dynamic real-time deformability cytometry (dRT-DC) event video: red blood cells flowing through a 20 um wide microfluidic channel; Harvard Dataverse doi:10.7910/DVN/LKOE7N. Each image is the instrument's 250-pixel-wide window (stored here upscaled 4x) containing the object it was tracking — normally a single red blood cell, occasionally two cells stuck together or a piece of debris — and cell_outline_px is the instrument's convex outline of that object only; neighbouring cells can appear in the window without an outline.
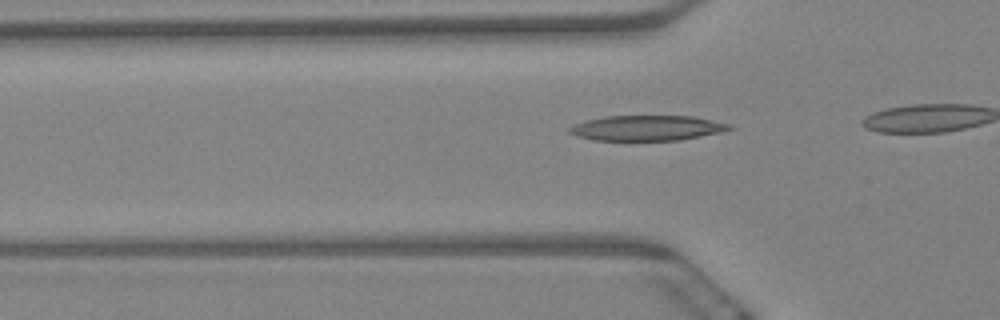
{"species": "Egyptian fruit bat (a non-hibernating species)", "species_latin": "Rousettus aegyptiacus", "temperature_condition": "warm", "stored_images_in_passage": 15, "camera_frame_rate_fps": 3000, "um_per_image_px": 0.085, "animal": {"sex": "female"}, "frame": {"image": 1, "passage_image": 9, "time_ms": 2.667, "image_size_px": [1000, 320], "cell_outline_px": [[732, 128], [720, 132], [680, 140], [596, 140], [576, 136], [568, 132], [568, 128], [576, 124], [588, 120], [604, 116], [692, 116], [732, 124]], "centroid_in_image_um": [54.99, 10.88], "position_along_channel_um": 70.8, "area_um2": 23.29}}
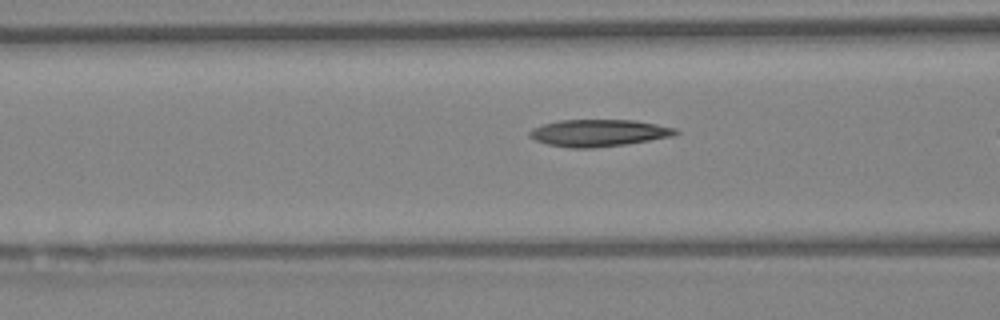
{"frame": {"image": 2, "passage_image": 13, "time_ms": 4.0, "image_size_px": [1000, 320], "cell_outline_px": [[680, 132], [672, 136], [624, 144], [592, 148], [568, 148], [548, 144], [536, 140], [528, 136], [528, 132], [532, 128], [544, 124], [560, 120], [636, 120], [676, 128]], "centroid_in_image_um": [50.86, 11.29], "position_along_channel_um": 115.7, "area_um2": 22.83}}